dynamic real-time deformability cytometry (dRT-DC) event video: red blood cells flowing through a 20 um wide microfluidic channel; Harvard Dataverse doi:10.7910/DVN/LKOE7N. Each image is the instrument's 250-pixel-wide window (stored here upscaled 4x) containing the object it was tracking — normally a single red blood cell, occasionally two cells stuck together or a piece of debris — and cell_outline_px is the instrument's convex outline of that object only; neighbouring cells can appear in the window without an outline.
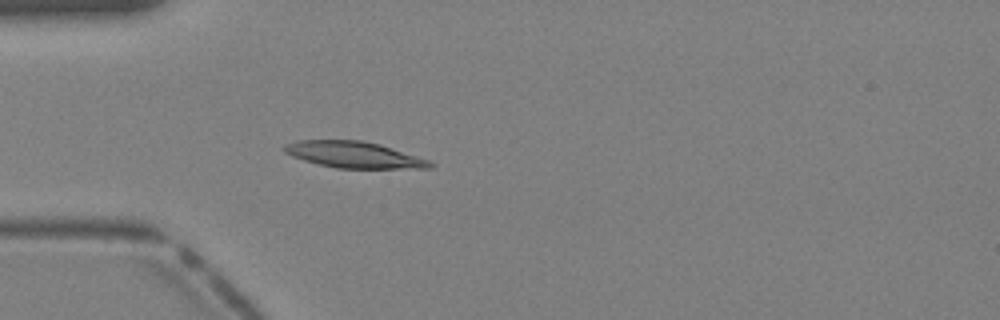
{"species": "Egyptian fruit bat (a non-hibernating species)", "species_latin": "Rousettus aegyptiacus", "temperature_condition": "warm", "stored_images_in_passage": 30, "camera_frame_rate_fps": 3000, "um_per_image_px": 0.085, "animal": {"sex": "female"}, "frame": {"image": 1, "passage_image": 2, "time_ms": 0.333, "image_size_px": [1000, 320], "cell_outline_px": [[436, 164], [432, 168], [336, 168], [304, 160], [292, 156], [284, 152], [284, 144], [296, 140], [360, 140], [380, 144], [428, 160]], "centroid_in_image_um": [30.07, 13.15], "position_along_channel_um": 54.9, "area_um2": 22.2}}
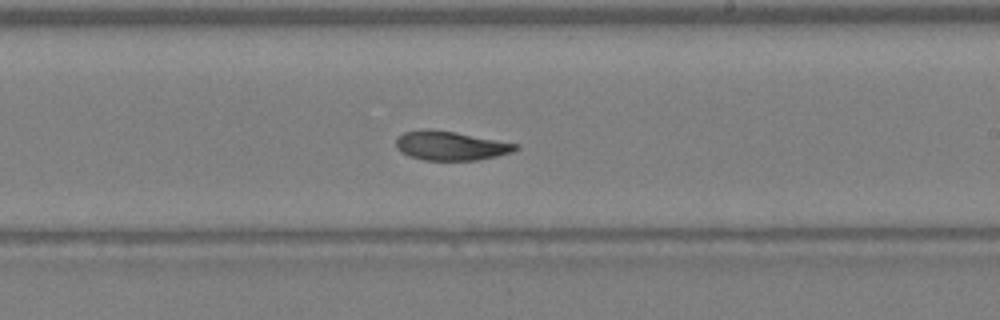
{"frame": {"image": 2, "passage_image": 14, "time_ms": 4.333, "image_size_px": [1000, 320], "cell_outline_px": [[520, 148], [512, 152], [496, 156], [476, 160], [424, 160], [400, 152], [396, 148], [396, 136], [404, 132], [452, 132], [520, 144]], "centroid_in_image_um": [38.35, 12.43], "position_along_channel_um": 250.6, "area_um2": 19.48}}
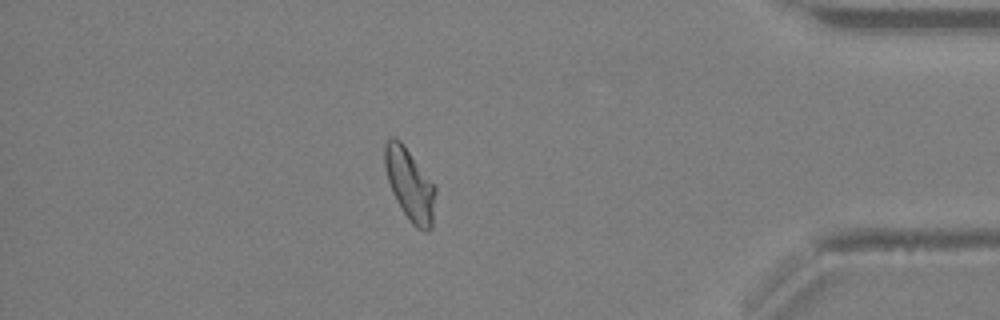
{"frame": {"image": 3, "passage_image": 25, "time_ms": 8.0, "image_size_px": [1000, 320], "cell_outline_px": [[436, 192], [432, 228], [428, 232], [416, 228], [412, 224], [396, 200], [392, 192], [384, 168], [384, 144], [392, 136], [396, 136], [404, 144], [436, 188]], "centroid_in_image_um": [34.82, 15.68], "position_along_channel_um": 400.4, "area_um2": 21.27}}